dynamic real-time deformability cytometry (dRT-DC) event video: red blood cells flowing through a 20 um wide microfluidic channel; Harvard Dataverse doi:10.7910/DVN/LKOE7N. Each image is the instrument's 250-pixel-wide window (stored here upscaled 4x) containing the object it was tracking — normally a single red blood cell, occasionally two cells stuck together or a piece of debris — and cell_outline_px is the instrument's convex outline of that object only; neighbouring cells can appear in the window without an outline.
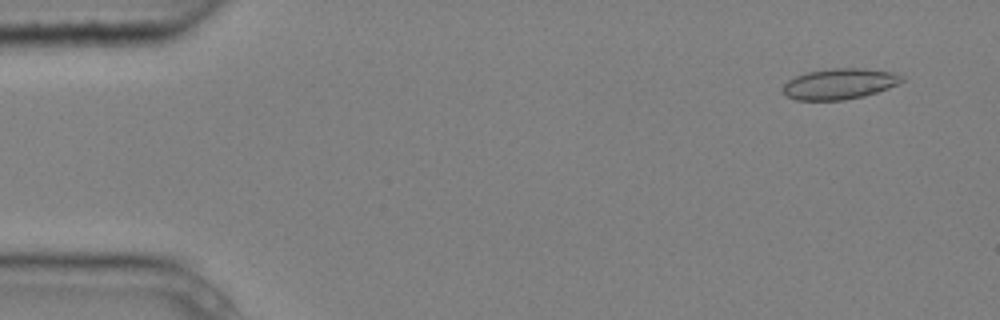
{"species": "common noctule bat (a hibernating species)", "species_latin": "Nyctalus noctula", "temperature_condition": "cold", "stored_images_in_passage": 4, "camera_frame_rate_fps": 3000, "um_per_image_px": 0.085, "animal": {"sex": "male", "body_mass_g": 20.4}, "frame": {"image": 1, "passage_image": 1, "time_ms": 0.0, "image_size_px": [1000, 320], "cell_outline_px": [[904, 80], [900, 84], [864, 96], [844, 100], [796, 100], [788, 96], [784, 92], [784, 84], [788, 80], [796, 76], [808, 72], [832, 68], [864, 68], [896, 72], [904, 76]], "centroid_in_image_um": [71.43, 7.12], "position_along_channel_um": 13.6, "area_um2": 21.39}}